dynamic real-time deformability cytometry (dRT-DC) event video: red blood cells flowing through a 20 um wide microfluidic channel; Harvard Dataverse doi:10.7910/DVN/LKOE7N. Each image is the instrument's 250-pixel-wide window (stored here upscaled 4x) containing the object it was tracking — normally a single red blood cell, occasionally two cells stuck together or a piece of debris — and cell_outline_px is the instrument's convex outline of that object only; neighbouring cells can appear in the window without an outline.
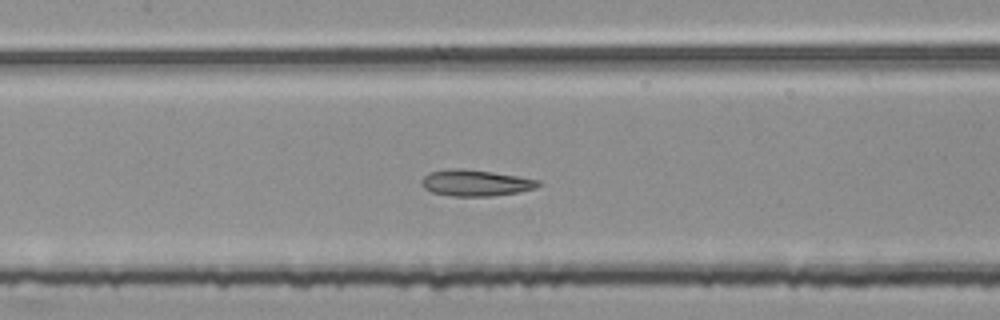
{"species": "common noctule bat (a hibernating species)", "species_latin": "Nyctalus noctula", "temperature_condition": "room temperature", "stored_images_in_passage": 53, "segment_of_instrument_passage": [2, 2], "camera_frame_rate_fps": 3000, "um_per_image_px": 0.085, "animal": {"sex": "female", "body_mass_g": 25.1}, "frame": {"image": 1, "passage_image": 26, "time_ms": 8.333, "image_size_px": [1000, 320], "cell_outline_px": [[540, 184], [536, 188], [516, 192], [492, 196], [452, 196], [432, 192], [424, 188], [420, 184], [420, 180], [428, 172], [456, 168], [460, 168], [492, 172], [540, 180]], "centroid_in_image_um": [40.38, 15.55], "position_along_channel_um": 167.0, "area_um2": 17.74}}
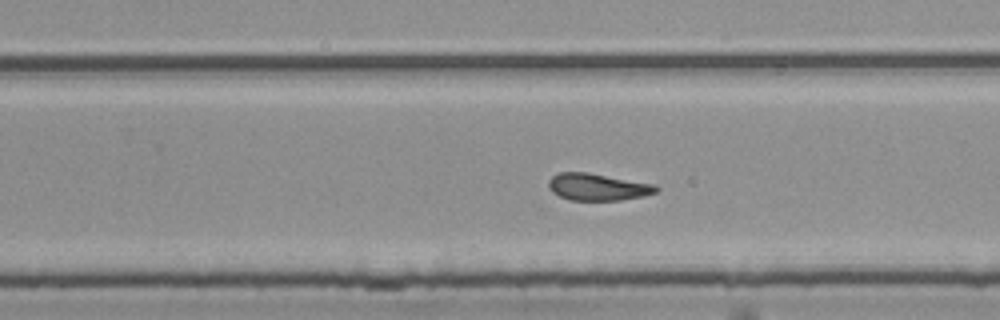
{"frame": {"image": 2, "passage_image": 35, "time_ms": 11.333, "image_size_px": [1000, 320], "cell_outline_px": [[660, 188], [656, 192], [644, 196], [620, 200], [568, 200], [552, 192], [548, 188], [548, 180], [552, 176], [560, 172], [588, 172], [656, 184]], "centroid_in_image_um": [50.81, 15.89], "position_along_channel_um": 279.0, "area_um2": 17.11}}
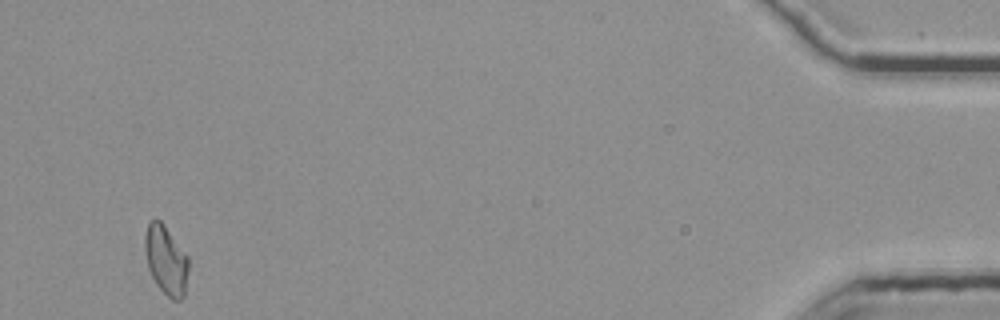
{"frame": {"image": 3, "passage_image": 53, "time_ms": 17.333, "image_size_px": [1000, 320], "cell_outline_px": [[188, 268], [184, 296], [180, 300], [172, 300], [156, 284], [148, 268], [144, 248], [144, 236], [148, 224], [152, 220], [160, 220], [164, 224], [188, 256]], "centroid_in_image_um": [14.1, 22.1], "position_along_channel_um": 421.1, "area_um2": 17.46}}